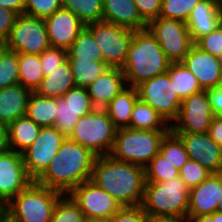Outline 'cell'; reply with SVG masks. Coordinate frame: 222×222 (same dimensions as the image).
Segmentation results:
<instances>
[{"label": "cell", "instance_id": "1", "mask_svg": "<svg viewBox=\"0 0 222 222\" xmlns=\"http://www.w3.org/2000/svg\"><path fill=\"white\" fill-rule=\"evenodd\" d=\"M90 180L122 207L142 204L146 183L145 168L142 166L117 161L110 155L97 156Z\"/></svg>", "mask_w": 222, "mask_h": 222}, {"label": "cell", "instance_id": "2", "mask_svg": "<svg viewBox=\"0 0 222 222\" xmlns=\"http://www.w3.org/2000/svg\"><path fill=\"white\" fill-rule=\"evenodd\" d=\"M96 157L89 148L67 137L36 182L63 195L69 194L75 187L91 179Z\"/></svg>", "mask_w": 222, "mask_h": 222}, {"label": "cell", "instance_id": "3", "mask_svg": "<svg viewBox=\"0 0 222 222\" xmlns=\"http://www.w3.org/2000/svg\"><path fill=\"white\" fill-rule=\"evenodd\" d=\"M171 62L148 29L134 31L122 72L128 86L166 73Z\"/></svg>", "mask_w": 222, "mask_h": 222}, {"label": "cell", "instance_id": "4", "mask_svg": "<svg viewBox=\"0 0 222 222\" xmlns=\"http://www.w3.org/2000/svg\"><path fill=\"white\" fill-rule=\"evenodd\" d=\"M189 189L180 176L164 182H146L141 204L149 216H172L187 219Z\"/></svg>", "mask_w": 222, "mask_h": 222}, {"label": "cell", "instance_id": "5", "mask_svg": "<svg viewBox=\"0 0 222 222\" xmlns=\"http://www.w3.org/2000/svg\"><path fill=\"white\" fill-rule=\"evenodd\" d=\"M169 131L119 128L110 156L117 161L145 168L159 153L163 137Z\"/></svg>", "mask_w": 222, "mask_h": 222}, {"label": "cell", "instance_id": "6", "mask_svg": "<svg viewBox=\"0 0 222 222\" xmlns=\"http://www.w3.org/2000/svg\"><path fill=\"white\" fill-rule=\"evenodd\" d=\"M63 194L32 181L7 205L8 215L17 222H50Z\"/></svg>", "mask_w": 222, "mask_h": 222}, {"label": "cell", "instance_id": "7", "mask_svg": "<svg viewBox=\"0 0 222 222\" xmlns=\"http://www.w3.org/2000/svg\"><path fill=\"white\" fill-rule=\"evenodd\" d=\"M117 130L104 109H95L80 117L68 138L89 148L97 156H104L110 155Z\"/></svg>", "mask_w": 222, "mask_h": 222}, {"label": "cell", "instance_id": "8", "mask_svg": "<svg viewBox=\"0 0 222 222\" xmlns=\"http://www.w3.org/2000/svg\"><path fill=\"white\" fill-rule=\"evenodd\" d=\"M86 27L98 43L104 63L110 68H122L134 30L105 21L91 23Z\"/></svg>", "mask_w": 222, "mask_h": 222}, {"label": "cell", "instance_id": "9", "mask_svg": "<svg viewBox=\"0 0 222 222\" xmlns=\"http://www.w3.org/2000/svg\"><path fill=\"white\" fill-rule=\"evenodd\" d=\"M139 99L155 109L171 126L179 114L178 97L168 72L145 80L136 86Z\"/></svg>", "mask_w": 222, "mask_h": 222}, {"label": "cell", "instance_id": "10", "mask_svg": "<svg viewBox=\"0 0 222 222\" xmlns=\"http://www.w3.org/2000/svg\"><path fill=\"white\" fill-rule=\"evenodd\" d=\"M171 63L182 62L194 44L186 22L159 17L147 24Z\"/></svg>", "mask_w": 222, "mask_h": 222}, {"label": "cell", "instance_id": "11", "mask_svg": "<svg viewBox=\"0 0 222 222\" xmlns=\"http://www.w3.org/2000/svg\"><path fill=\"white\" fill-rule=\"evenodd\" d=\"M4 46L17 53L40 55L50 47L44 19L18 15Z\"/></svg>", "mask_w": 222, "mask_h": 222}, {"label": "cell", "instance_id": "12", "mask_svg": "<svg viewBox=\"0 0 222 222\" xmlns=\"http://www.w3.org/2000/svg\"><path fill=\"white\" fill-rule=\"evenodd\" d=\"M66 138L54 126L40 129L38 137L22 153L27 174L33 181L45 172Z\"/></svg>", "mask_w": 222, "mask_h": 222}, {"label": "cell", "instance_id": "13", "mask_svg": "<svg viewBox=\"0 0 222 222\" xmlns=\"http://www.w3.org/2000/svg\"><path fill=\"white\" fill-rule=\"evenodd\" d=\"M214 117L207 90H202L182 100L178 117L171 124L170 130L207 133Z\"/></svg>", "mask_w": 222, "mask_h": 222}, {"label": "cell", "instance_id": "14", "mask_svg": "<svg viewBox=\"0 0 222 222\" xmlns=\"http://www.w3.org/2000/svg\"><path fill=\"white\" fill-rule=\"evenodd\" d=\"M68 195L79 206L86 219L110 218L122 208L117 200L91 180L81 183Z\"/></svg>", "mask_w": 222, "mask_h": 222}, {"label": "cell", "instance_id": "15", "mask_svg": "<svg viewBox=\"0 0 222 222\" xmlns=\"http://www.w3.org/2000/svg\"><path fill=\"white\" fill-rule=\"evenodd\" d=\"M32 181L22 154L8 148L0 151V204L7 205Z\"/></svg>", "mask_w": 222, "mask_h": 222}, {"label": "cell", "instance_id": "16", "mask_svg": "<svg viewBox=\"0 0 222 222\" xmlns=\"http://www.w3.org/2000/svg\"><path fill=\"white\" fill-rule=\"evenodd\" d=\"M183 142L189 159L211 173H222V147L207 133L173 132Z\"/></svg>", "mask_w": 222, "mask_h": 222}, {"label": "cell", "instance_id": "17", "mask_svg": "<svg viewBox=\"0 0 222 222\" xmlns=\"http://www.w3.org/2000/svg\"><path fill=\"white\" fill-rule=\"evenodd\" d=\"M182 63L197 78L202 90L222 85V59L203 51L195 43Z\"/></svg>", "mask_w": 222, "mask_h": 222}, {"label": "cell", "instance_id": "18", "mask_svg": "<svg viewBox=\"0 0 222 222\" xmlns=\"http://www.w3.org/2000/svg\"><path fill=\"white\" fill-rule=\"evenodd\" d=\"M222 204V173H211L198 186L189 190L187 217L211 215Z\"/></svg>", "mask_w": 222, "mask_h": 222}, {"label": "cell", "instance_id": "19", "mask_svg": "<svg viewBox=\"0 0 222 222\" xmlns=\"http://www.w3.org/2000/svg\"><path fill=\"white\" fill-rule=\"evenodd\" d=\"M44 22L50 47L66 50L86 26L75 14L63 7L46 17Z\"/></svg>", "mask_w": 222, "mask_h": 222}, {"label": "cell", "instance_id": "20", "mask_svg": "<svg viewBox=\"0 0 222 222\" xmlns=\"http://www.w3.org/2000/svg\"><path fill=\"white\" fill-rule=\"evenodd\" d=\"M222 24V0H201L186 21L193 43Z\"/></svg>", "mask_w": 222, "mask_h": 222}, {"label": "cell", "instance_id": "21", "mask_svg": "<svg viewBox=\"0 0 222 222\" xmlns=\"http://www.w3.org/2000/svg\"><path fill=\"white\" fill-rule=\"evenodd\" d=\"M127 86L121 68L109 67L87 87V91L93 106L104 109Z\"/></svg>", "mask_w": 222, "mask_h": 222}, {"label": "cell", "instance_id": "22", "mask_svg": "<svg viewBox=\"0 0 222 222\" xmlns=\"http://www.w3.org/2000/svg\"><path fill=\"white\" fill-rule=\"evenodd\" d=\"M103 21L134 31L147 29L133 0H103Z\"/></svg>", "mask_w": 222, "mask_h": 222}, {"label": "cell", "instance_id": "23", "mask_svg": "<svg viewBox=\"0 0 222 222\" xmlns=\"http://www.w3.org/2000/svg\"><path fill=\"white\" fill-rule=\"evenodd\" d=\"M32 91L21 84L0 89V122L5 126L27 113Z\"/></svg>", "mask_w": 222, "mask_h": 222}, {"label": "cell", "instance_id": "24", "mask_svg": "<svg viewBox=\"0 0 222 222\" xmlns=\"http://www.w3.org/2000/svg\"><path fill=\"white\" fill-rule=\"evenodd\" d=\"M41 127L27 115L6 126V148L22 154L38 137Z\"/></svg>", "mask_w": 222, "mask_h": 222}, {"label": "cell", "instance_id": "25", "mask_svg": "<svg viewBox=\"0 0 222 222\" xmlns=\"http://www.w3.org/2000/svg\"><path fill=\"white\" fill-rule=\"evenodd\" d=\"M76 87L71 66L68 61L41 80L35 92L43 97L61 98L69 89Z\"/></svg>", "mask_w": 222, "mask_h": 222}, {"label": "cell", "instance_id": "26", "mask_svg": "<svg viewBox=\"0 0 222 222\" xmlns=\"http://www.w3.org/2000/svg\"><path fill=\"white\" fill-rule=\"evenodd\" d=\"M138 99L137 88L127 86L104 108L118 129L130 127L133 107Z\"/></svg>", "mask_w": 222, "mask_h": 222}, {"label": "cell", "instance_id": "27", "mask_svg": "<svg viewBox=\"0 0 222 222\" xmlns=\"http://www.w3.org/2000/svg\"><path fill=\"white\" fill-rule=\"evenodd\" d=\"M56 108V98L43 97L32 92L28 100L26 115L41 128L50 127L55 123Z\"/></svg>", "mask_w": 222, "mask_h": 222}, {"label": "cell", "instance_id": "28", "mask_svg": "<svg viewBox=\"0 0 222 222\" xmlns=\"http://www.w3.org/2000/svg\"><path fill=\"white\" fill-rule=\"evenodd\" d=\"M130 128L137 130H170V125L155 109L138 99L133 107Z\"/></svg>", "mask_w": 222, "mask_h": 222}, {"label": "cell", "instance_id": "29", "mask_svg": "<svg viewBox=\"0 0 222 222\" xmlns=\"http://www.w3.org/2000/svg\"><path fill=\"white\" fill-rule=\"evenodd\" d=\"M67 59L104 62L102 52L92 32L85 26L78 38L67 49Z\"/></svg>", "mask_w": 222, "mask_h": 222}, {"label": "cell", "instance_id": "30", "mask_svg": "<svg viewBox=\"0 0 222 222\" xmlns=\"http://www.w3.org/2000/svg\"><path fill=\"white\" fill-rule=\"evenodd\" d=\"M18 64L19 84L35 92L44 78L40 56L18 53Z\"/></svg>", "mask_w": 222, "mask_h": 222}, {"label": "cell", "instance_id": "31", "mask_svg": "<svg viewBox=\"0 0 222 222\" xmlns=\"http://www.w3.org/2000/svg\"><path fill=\"white\" fill-rule=\"evenodd\" d=\"M168 74L181 100L202 91L197 78L182 63H171Z\"/></svg>", "mask_w": 222, "mask_h": 222}, {"label": "cell", "instance_id": "32", "mask_svg": "<svg viewBox=\"0 0 222 222\" xmlns=\"http://www.w3.org/2000/svg\"><path fill=\"white\" fill-rule=\"evenodd\" d=\"M67 61L71 66L76 87L87 88L109 68L104 62L79 59H67Z\"/></svg>", "mask_w": 222, "mask_h": 222}, {"label": "cell", "instance_id": "33", "mask_svg": "<svg viewBox=\"0 0 222 222\" xmlns=\"http://www.w3.org/2000/svg\"><path fill=\"white\" fill-rule=\"evenodd\" d=\"M103 0H62V7L70 10L85 25L103 21Z\"/></svg>", "mask_w": 222, "mask_h": 222}, {"label": "cell", "instance_id": "34", "mask_svg": "<svg viewBox=\"0 0 222 222\" xmlns=\"http://www.w3.org/2000/svg\"><path fill=\"white\" fill-rule=\"evenodd\" d=\"M159 153L178 170L189 160L183 142L171 130L163 137Z\"/></svg>", "mask_w": 222, "mask_h": 222}, {"label": "cell", "instance_id": "35", "mask_svg": "<svg viewBox=\"0 0 222 222\" xmlns=\"http://www.w3.org/2000/svg\"><path fill=\"white\" fill-rule=\"evenodd\" d=\"M19 84L18 53L3 46L0 49V89Z\"/></svg>", "mask_w": 222, "mask_h": 222}, {"label": "cell", "instance_id": "36", "mask_svg": "<svg viewBox=\"0 0 222 222\" xmlns=\"http://www.w3.org/2000/svg\"><path fill=\"white\" fill-rule=\"evenodd\" d=\"M86 220L79 206L68 194H65L57 201L50 222H85Z\"/></svg>", "mask_w": 222, "mask_h": 222}, {"label": "cell", "instance_id": "37", "mask_svg": "<svg viewBox=\"0 0 222 222\" xmlns=\"http://www.w3.org/2000/svg\"><path fill=\"white\" fill-rule=\"evenodd\" d=\"M146 182H164L179 176V170L158 153L145 167Z\"/></svg>", "mask_w": 222, "mask_h": 222}, {"label": "cell", "instance_id": "38", "mask_svg": "<svg viewBox=\"0 0 222 222\" xmlns=\"http://www.w3.org/2000/svg\"><path fill=\"white\" fill-rule=\"evenodd\" d=\"M200 1L201 0H162V8L159 17L186 22L192 9Z\"/></svg>", "mask_w": 222, "mask_h": 222}, {"label": "cell", "instance_id": "39", "mask_svg": "<svg viewBox=\"0 0 222 222\" xmlns=\"http://www.w3.org/2000/svg\"><path fill=\"white\" fill-rule=\"evenodd\" d=\"M61 98L73 111L79 113V117L90 114L96 109L91 102L87 88L74 87Z\"/></svg>", "mask_w": 222, "mask_h": 222}, {"label": "cell", "instance_id": "40", "mask_svg": "<svg viewBox=\"0 0 222 222\" xmlns=\"http://www.w3.org/2000/svg\"><path fill=\"white\" fill-rule=\"evenodd\" d=\"M56 116L54 127L66 137H69L74 130L75 124L80 119L79 113L73 111L62 98H56Z\"/></svg>", "mask_w": 222, "mask_h": 222}, {"label": "cell", "instance_id": "41", "mask_svg": "<svg viewBox=\"0 0 222 222\" xmlns=\"http://www.w3.org/2000/svg\"><path fill=\"white\" fill-rule=\"evenodd\" d=\"M211 174L198 162L189 159L185 165L179 170V176L184 181L187 188L190 190L198 186Z\"/></svg>", "mask_w": 222, "mask_h": 222}, {"label": "cell", "instance_id": "42", "mask_svg": "<svg viewBox=\"0 0 222 222\" xmlns=\"http://www.w3.org/2000/svg\"><path fill=\"white\" fill-rule=\"evenodd\" d=\"M62 7V0H25L24 14L45 19Z\"/></svg>", "mask_w": 222, "mask_h": 222}, {"label": "cell", "instance_id": "43", "mask_svg": "<svg viewBox=\"0 0 222 222\" xmlns=\"http://www.w3.org/2000/svg\"><path fill=\"white\" fill-rule=\"evenodd\" d=\"M41 68L44 77L67 61V50L57 47H49L40 55Z\"/></svg>", "mask_w": 222, "mask_h": 222}, {"label": "cell", "instance_id": "44", "mask_svg": "<svg viewBox=\"0 0 222 222\" xmlns=\"http://www.w3.org/2000/svg\"><path fill=\"white\" fill-rule=\"evenodd\" d=\"M195 44L203 51L222 59V24Z\"/></svg>", "mask_w": 222, "mask_h": 222}, {"label": "cell", "instance_id": "45", "mask_svg": "<svg viewBox=\"0 0 222 222\" xmlns=\"http://www.w3.org/2000/svg\"><path fill=\"white\" fill-rule=\"evenodd\" d=\"M137 6L141 18L148 24L159 18L162 8V0H133Z\"/></svg>", "mask_w": 222, "mask_h": 222}, {"label": "cell", "instance_id": "46", "mask_svg": "<svg viewBox=\"0 0 222 222\" xmlns=\"http://www.w3.org/2000/svg\"><path fill=\"white\" fill-rule=\"evenodd\" d=\"M147 216L141 206L122 207L112 216V222H146Z\"/></svg>", "mask_w": 222, "mask_h": 222}, {"label": "cell", "instance_id": "47", "mask_svg": "<svg viewBox=\"0 0 222 222\" xmlns=\"http://www.w3.org/2000/svg\"><path fill=\"white\" fill-rule=\"evenodd\" d=\"M18 14L0 6V39L4 42L10 35Z\"/></svg>", "mask_w": 222, "mask_h": 222}, {"label": "cell", "instance_id": "48", "mask_svg": "<svg viewBox=\"0 0 222 222\" xmlns=\"http://www.w3.org/2000/svg\"><path fill=\"white\" fill-rule=\"evenodd\" d=\"M212 111L215 116H222V85L207 90Z\"/></svg>", "mask_w": 222, "mask_h": 222}, {"label": "cell", "instance_id": "49", "mask_svg": "<svg viewBox=\"0 0 222 222\" xmlns=\"http://www.w3.org/2000/svg\"><path fill=\"white\" fill-rule=\"evenodd\" d=\"M208 134L219 146L222 147V116H215L210 124Z\"/></svg>", "mask_w": 222, "mask_h": 222}, {"label": "cell", "instance_id": "50", "mask_svg": "<svg viewBox=\"0 0 222 222\" xmlns=\"http://www.w3.org/2000/svg\"><path fill=\"white\" fill-rule=\"evenodd\" d=\"M0 6L20 15L25 11V0H0Z\"/></svg>", "mask_w": 222, "mask_h": 222}, {"label": "cell", "instance_id": "51", "mask_svg": "<svg viewBox=\"0 0 222 222\" xmlns=\"http://www.w3.org/2000/svg\"><path fill=\"white\" fill-rule=\"evenodd\" d=\"M188 222H222V213L219 211L211 215H202L198 217H187Z\"/></svg>", "mask_w": 222, "mask_h": 222}, {"label": "cell", "instance_id": "52", "mask_svg": "<svg viewBox=\"0 0 222 222\" xmlns=\"http://www.w3.org/2000/svg\"><path fill=\"white\" fill-rule=\"evenodd\" d=\"M146 222H188L183 217H172V216H147Z\"/></svg>", "mask_w": 222, "mask_h": 222}, {"label": "cell", "instance_id": "53", "mask_svg": "<svg viewBox=\"0 0 222 222\" xmlns=\"http://www.w3.org/2000/svg\"><path fill=\"white\" fill-rule=\"evenodd\" d=\"M0 148H6V126L0 122Z\"/></svg>", "mask_w": 222, "mask_h": 222}, {"label": "cell", "instance_id": "54", "mask_svg": "<svg viewBox=\"0 0 222 222\" xmlns=\"http://www.w3.org/2000/svg\"><path fill=\"white\" fill-rule=\"evenodd\" d=\"M8 216V210L5 204H0V222Z\"/></svg>", "mask_w": 222, "mask_h": 222}, {"label": "cell", "instance_id": "55", "mask_svg": "<svg viewBox=\"0 0 222 222\" xmlns=\"http://www.w3.org/2000/svg\"><path fill=\"white\" fill-rule=\"evenodd\" d=\"M85 222H112V217H110V218L87 219Z\"/></svg>", "mask_w": 222, "mask_h": 222}, {"label": "cell", "instance_id": "56", "mask_svg": "<svg viewBox=\"0 0 222 222\" xmlns=\"http://www.w3.org/2000/svg\"><path fill=\"white\" fill-rule=\"evenodd\" d=\"M3 222H17L14 221L9 215L3 220Z\"/></svg>", "mask_w": 222, "mask_h": 222}, {"label": "cell", "instance_id": "57", "mask_svg": "<svg viewBox=\"0 0 222 222\" xmlns=\"http://www.w3.org/2000/svg\"><path fill=\"white\" fill-rule=\"evenodd\" d=\"M4 46V42L0 39V49Z\"/></svg>", "mask_w": 222, "mask_h": 222}, {"label": "cell", "instance_id": "58", "mask_svg": "<svg viewBox=\"0 0 222 222\" xmlns=\"http://www.w3.org/2000/svg\"><path fill=\"white\" fill-rule=\"evenodd\" d=\"M218 211H219L220 213H222V204L219 205Z\"/></svg>", "mask_w": 222, "mask_h": 222}]
</instances>
